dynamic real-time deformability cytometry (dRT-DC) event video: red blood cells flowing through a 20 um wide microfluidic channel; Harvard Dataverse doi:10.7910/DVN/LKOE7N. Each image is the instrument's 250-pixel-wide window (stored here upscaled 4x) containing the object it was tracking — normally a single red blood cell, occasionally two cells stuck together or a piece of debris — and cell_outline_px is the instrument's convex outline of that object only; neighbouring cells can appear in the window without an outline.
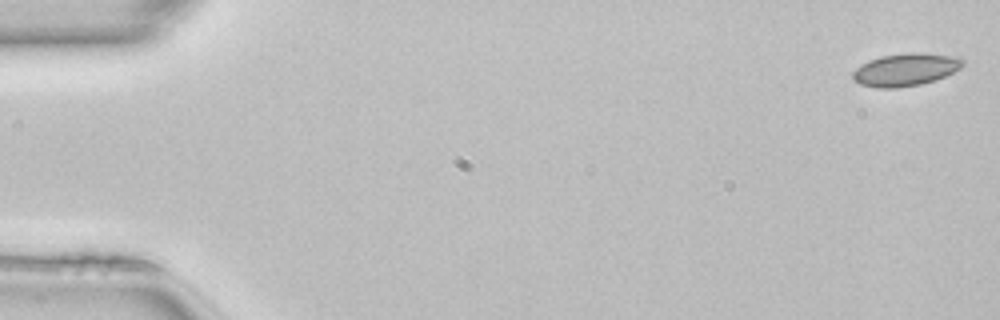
{"species": "common noctule bat (a hibernating species)", "species_latin": "Nyctalus noctula", "temperature_condition": "room temperature", "stored_images_in_passage": 50, "camera_frame_rate_fps": 3000, "um_per_image_px": 0.085, "animal": {"sex": "female", "body_mass_g": 22.7, "forearm_length_mm": 54.2}, "frame": {"image": 1, "passage_image": 1, "time_ms": 0.0, "image_size_px": [1000, 320], "cell_outline_px": [[964, 64], [960, 68], [936, 80], [920, 84], [896, 88], [876, 88], [860, 84], [852, 80], [852, 72], [860, 64], [880, 56], [908, 52], [916, 52], [960, 56], [964, 60]], "centroid_in_image_um": [76.96, 5.91], "position_along_channel_um": 8.0, "area_um2": 21.15}}
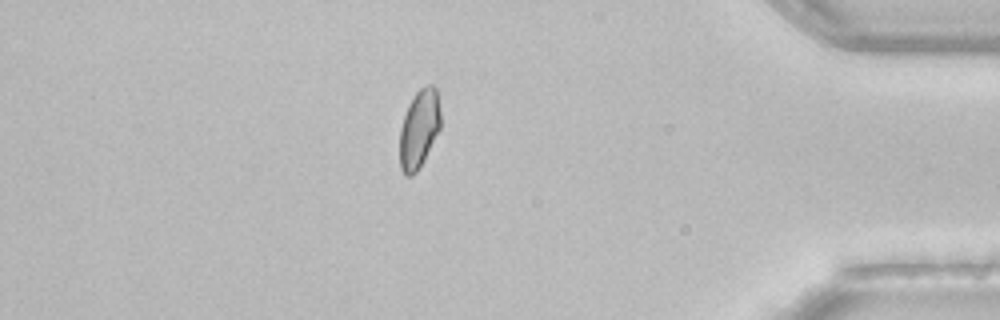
{"frame": {"image": 2, "passage_image": 43, "time_ms": 14.0, "image_size_px": [1000, 320], "cell_outline_px": [[440, 128], [424, 160], [416, 172], [412, 176], [404, 176], [400, 168], [400, 128], [408, 104], [416, 92], [424, 84], [432, 84], [436, 88], [440, 112]], "centroid_in_image_um": [35.61, 10.95], "position_along_channel_um": 399.6, "area_um2": 18.73}}
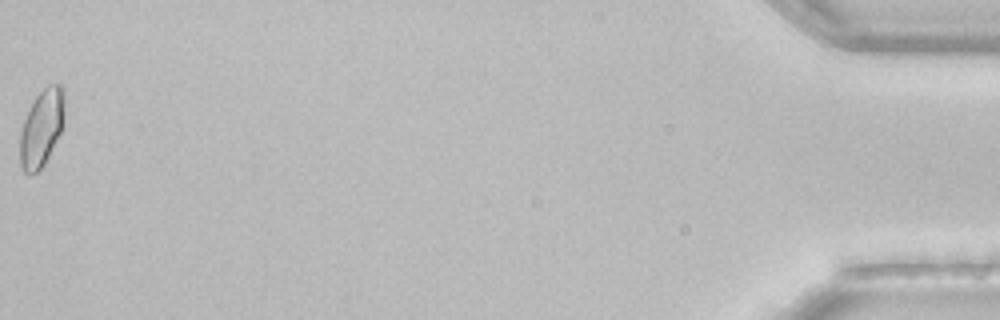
{"frame": {"image": 3, "passage_image": 50, "time_ms": 16.333, "image_size_px": [1000, 320], "cell_outline_px": [[64, 124], [44, 164], [36, 172], [24, 172], [20, 164], [20, 132], [24, 120], [36, 96], [48, 84], [60, 84], [64, 88]], "centroid_in_image_um": [3.55, 10.83], "position_along_channel_um": 431.6, "area_um2": 19.71}, "authors_computed_cell_mechanics": {"area_um2": 19.5364, "velocity_mm_per_s": 4.1299, "shape_relaxation_time_tau1_ms": null, "shape_relaxation_time_tau2_ms": 2.931, "deformation_change_tau1": null, "deformation_change_tau2": 0.0542}}